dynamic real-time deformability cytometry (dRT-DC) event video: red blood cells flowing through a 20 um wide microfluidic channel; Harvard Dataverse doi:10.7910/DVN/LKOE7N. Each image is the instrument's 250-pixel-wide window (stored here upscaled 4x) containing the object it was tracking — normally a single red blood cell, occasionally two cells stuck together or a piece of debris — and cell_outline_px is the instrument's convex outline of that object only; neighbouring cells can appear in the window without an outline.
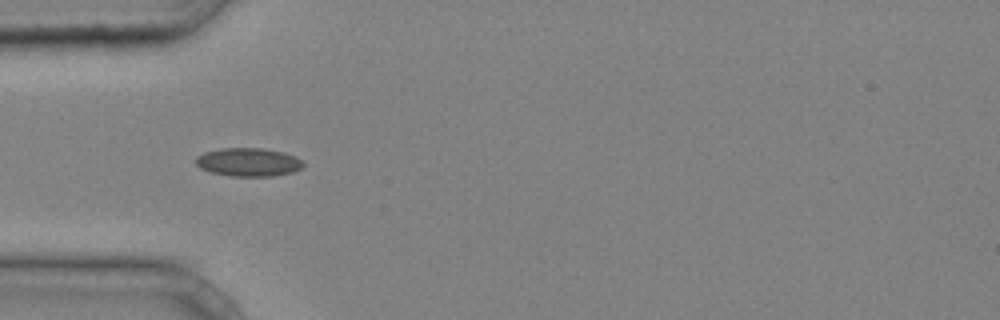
{"species": "common noctule bat (a hibernating species)", "species_latin": "Nyctalus noctula", "temperature_condition": "cold", "stored_images_in_passage": 32, "camera_frame_rate_fps": 3000, "um_per_image_px": 0.085, "animal": {"sex": "male", "body_mass_g": 20.4}, "frame": {"image": 1, "passage_image": 1, "time_ms": 0.0, "image_size_px": [1000, 320], "cell_outline_px": [[304, 164], [300, 168], [292, 172], [272, 176], [232, 176], [212, 172], [200, 168], [196, 164], [196, 156], [204, 152], [220, 148], [264, 148], [284, 152], [296, 156], [304, 160]], "centroid_in_image_um": [21.13, 13.77], "position_along_channel_um": 63.9, "area_um2": 17.86}}
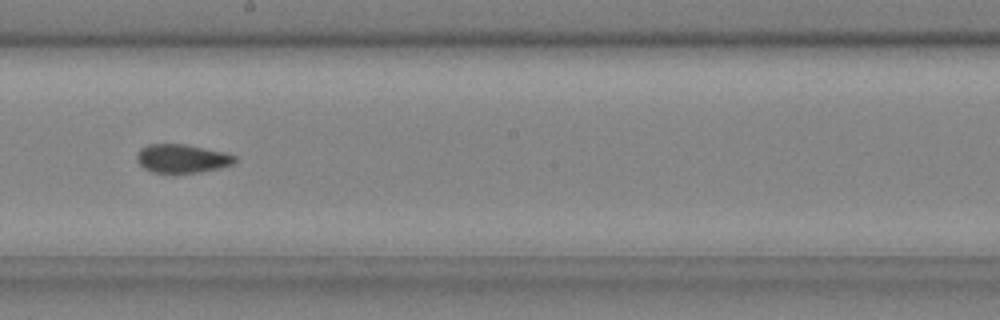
{"frame": {"image": 2, "passage_image": 13, "time_ms": 4.0, "image_size_px": [1000, 320], "cell_outline_px": [[240, 160], [232, 164], [220, 168], [200, 172], [152, 172], [144, 168], [140, 164], [136, 156], [140, 148], [148, 144], [184, 144], [228, 152], [236, 156]], "centroid_in_image_um": [15.53, 13.46], "position_along_channel_um": 232.7, "area_um2": 16.42}}
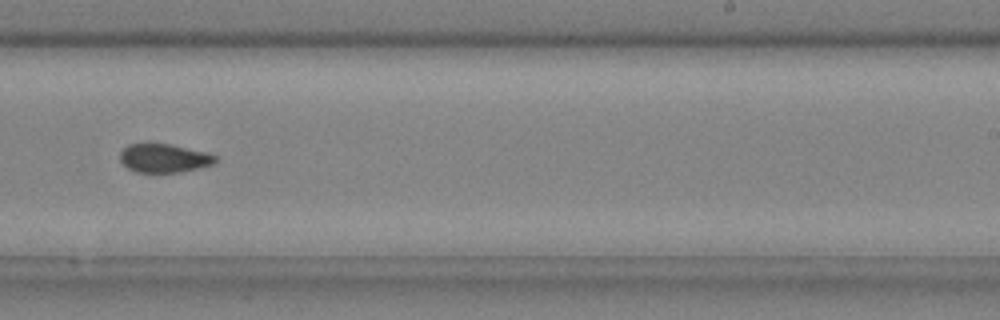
{"frame": {"image": 3, "passage_image": 16, "time_ms": 5.0, "image_size_px": [1000, 320], "cell_outline_px": [[216, 160], [212, 164], [196, 168], [176, 172], [136, 172], [128, 168], [120, 160], [120, 152], [128, 144], [168, 144], [208, 152], [216, 156]], "centroid_in_image_um": [13.92, 13.44], "position_along_channel_um": 275.1, "area_um2": 15.61}, "authors_computed_cell_mechanics": {"area_um2": 16.3863, "velocity_mm_per_s": 4.2458, "shape_relaxation_time_tau1_ms": null, "shape_relaxation_time_tau2_ms": 2.1776, "deformation_change_tau1": null, "deformation_change_tau2": 0.0791}}